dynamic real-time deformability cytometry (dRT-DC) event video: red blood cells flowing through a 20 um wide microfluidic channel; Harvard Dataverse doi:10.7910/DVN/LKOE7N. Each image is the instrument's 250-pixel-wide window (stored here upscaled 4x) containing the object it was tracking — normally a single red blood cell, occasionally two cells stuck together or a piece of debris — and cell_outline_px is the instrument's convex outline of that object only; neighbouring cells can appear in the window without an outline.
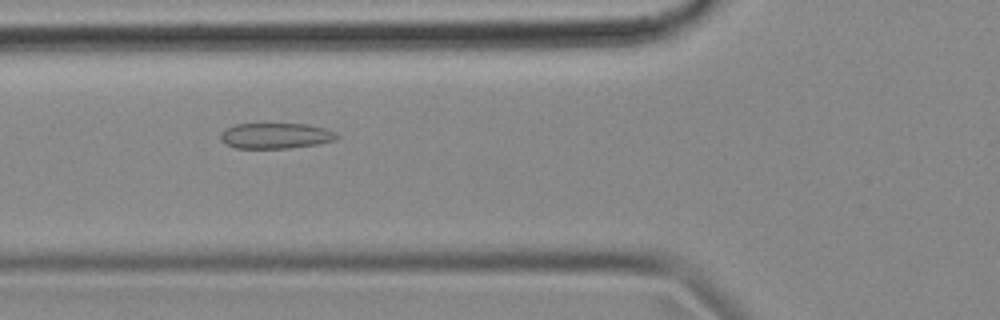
{"species": "common noctule bat (a hibernating species)", "species_latin": "Nyctalus noctula", "temperature_condition": "cold", "stored_images_in_passage": 46, "camera_frame_rate_fps": 3000, "um_per_image_px": 0.085, "animal": {"sex": "female", "body_mass_g": 18.4}, "frame": {"image": 1, "passage_image": 11, "time_ms": 3.333, "image_size_px": [1000, 320], "cell_outline_px": [[340, 136], [336, 140], [316, 144], [288, 148], [236, 148], [224, 144], [220, 140], [220, 132], [224, 128], [236, 124], [308, 124], [324, 128], [336, 132]], "centroid_in_image_um": [23.4, 11.54], "position_along_channel_um": 102.4, "area_um2": 17.51}}
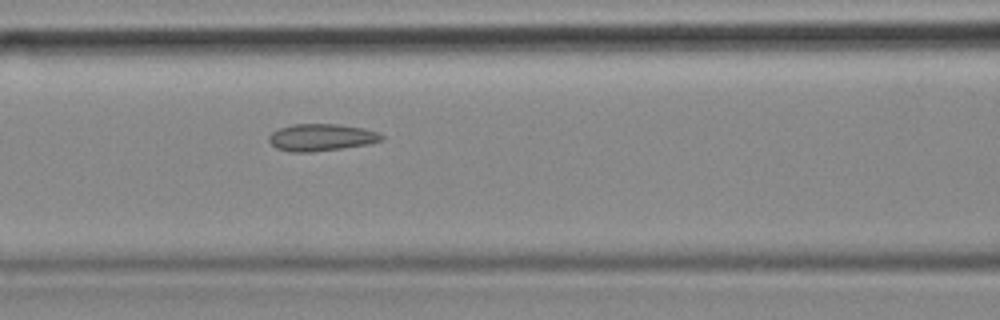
{"frame": {"image": 2, "passage_image": 14, "time_ms": 4.333, "image_size_px": [1000, 320], "cell_outline_px": [[384, 140], [372, 144], [308, 152], [292, 152], [276, 148], [268, 140], [268, 136], [272, 132], [280, 128], [292, 124], [336, 124], [364, 128], [376, 132], [384, 136]], "centroid_in_image_um": [27.32, 11.67], "position_along_channel_um": 139.3, "area_um2": 17.74}}
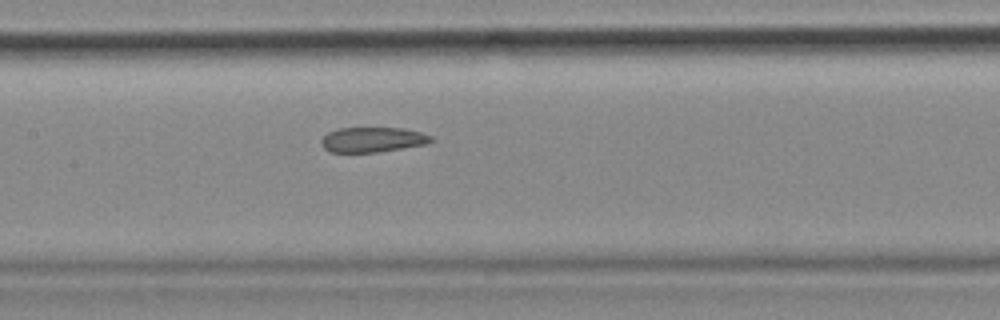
{"frame": {"image": 3, "passage_image": 17, "time_ms": 5.333, "image_size_px": [1000, 320], "cell_outline_px": [[432, 140], [428, 144], [376, 152], [328, 152], [320, 144], [320, 140], [328, 132], [340, 128], [404, 128], [420, 132], [432, 136]], "centroid_in_image_um": [31.65, 11.87], "position_along_channel_um": 175.8, "area_um2": 16.01}, "authors_computed_cell_mechanics": {"area_um2": 17.7735, "velocity_mm_per_s": 3.6603, "shape_relaxation_time_tau1_ms": null, "shape_relaxation_time_tau2_ms": 3.4715, "deformation_change_tau1": null, "deformation_change_tau2": 0.082}}